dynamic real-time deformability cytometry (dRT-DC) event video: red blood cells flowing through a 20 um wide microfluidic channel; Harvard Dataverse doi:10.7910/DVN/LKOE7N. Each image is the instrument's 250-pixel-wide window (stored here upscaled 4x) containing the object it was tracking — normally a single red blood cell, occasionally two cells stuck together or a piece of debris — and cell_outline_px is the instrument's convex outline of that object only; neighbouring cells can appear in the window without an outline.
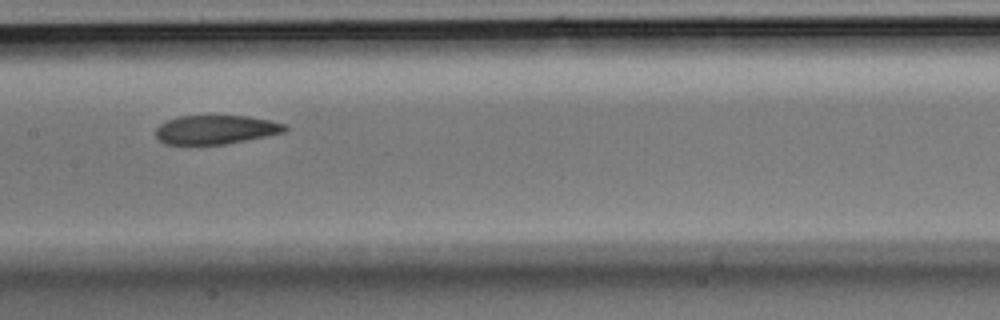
{"species": "Egyptian fruit bat (a non-hibernating species)", "species_latin": "Rousettus aegyptiacus", "temperature_condition": "room temperature", "stored_images_in_passage": 8, "camera_frame_rate_fps": 3000, "um_per_image_px": 0.085, "animal": {"sex": "male"}, "frame": {"image": 1, "passage_image": 7, "time_ms": 2.0, "image_size_px": [1000, 320], "cell_outline_px": [[288, 128], [284, 132], [224, 144], [164, 144], [156, 136], [156, 128], [160, 124], [176, 116], [248, 116], [268, 120], [284, 124]], "centroid_in_image_um": [18.3, 11.01], "position_along_channel_um": 189.1, "area_um2": 21.44}}
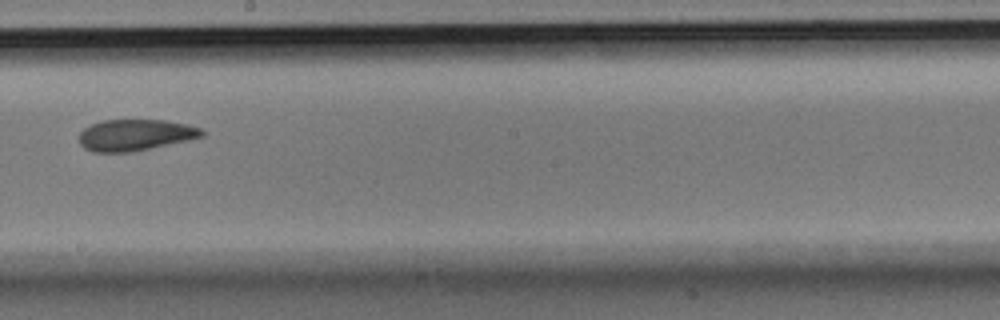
{"frame": {"image": 2, "passage_image": 8, "time_ms": 2.333, "image_size_px": [1000, 320], "cell_outline_px": [[204, 136], [188, 140], [132, 152], [92, 152], [84, 148], [80, 144], [80, 132], [84, 128], [92, 124], [104, 120], [168, 120], [188, 124], [200, 128], [204, 132]], "centroid_in_image_um": [11.5, 11.47], "position_along_channel_um": 236.7, "area_um2": 22.43}}